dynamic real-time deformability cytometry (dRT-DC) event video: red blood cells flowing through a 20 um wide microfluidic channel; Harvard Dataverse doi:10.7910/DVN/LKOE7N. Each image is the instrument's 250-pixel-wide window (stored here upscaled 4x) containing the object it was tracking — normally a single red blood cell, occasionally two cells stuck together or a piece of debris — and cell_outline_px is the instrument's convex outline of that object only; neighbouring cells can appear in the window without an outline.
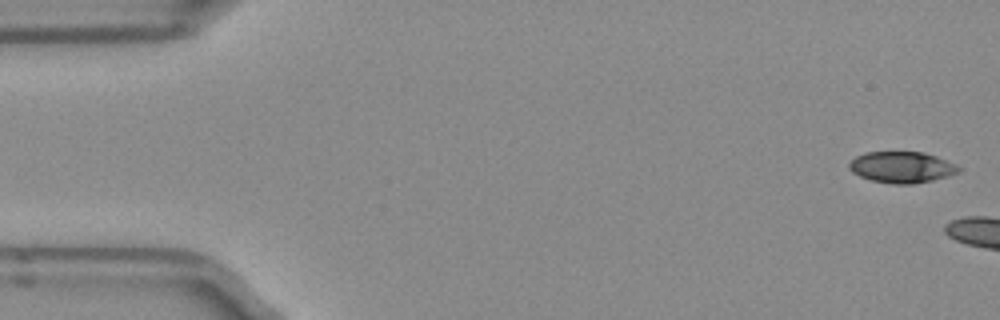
{"species": "Egyptian fruit bat (a non-hibernating species)", "species_latin": "Rousettus aegyptiacus", "temperature_condition": "room temperature", "stored_images_in_passage": 5, "camera_frame_rate_fps": 3000, "um_per_image_px": 0.085, "frame": {"image": 1, "passage_image": 1, "time_ms": 0.0, "image_size_px": [1000, 320], "cell_outline_px": [[960, 172], [948, 176], [932, 180], [912, 184], [892, 184], [872, 180], [860, 176], [852, 172], [848, 168], [848, 164], [856, 156], [868, 152], [924, 152], [936, 156], [956, 164], [960, 168]], "centroid_in_image_um": [76.65, 14.21], "position_along_channel_um": 8.3, "area_um2": 19.88}}